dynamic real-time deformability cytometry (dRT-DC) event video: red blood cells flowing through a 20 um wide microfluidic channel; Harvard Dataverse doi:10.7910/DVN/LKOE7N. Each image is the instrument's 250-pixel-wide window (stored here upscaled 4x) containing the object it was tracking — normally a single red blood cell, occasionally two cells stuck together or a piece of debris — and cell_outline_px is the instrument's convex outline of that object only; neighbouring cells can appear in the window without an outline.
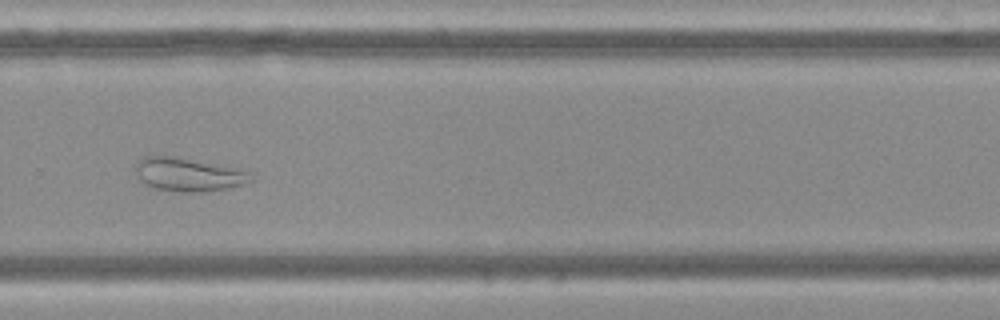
{"species": "Egyptian fruit bat (a non-hibernating species)", "species_latin": "Rousettus aegyptiacus", "temperature_condition": "cold", "stored_images_in_passage": 41, "camera_frame_rate_fps": 3000, "um_per_image_px": 0.085, "frame": {"image": 1, "passage_image": 24, "time_ms": 7.667, "image_size_px": [1000, 320], "cell_outline_px": [[252, 180], [244, 184], [224, 188], [200, 192], [188, 192], [156, 188], [140, 180], [136, 172], [136, 164], [144, 156], [176, 156], [232, 168], [248, 172], [252, 176]], "centroid_in_image_um": [15.98, 14.82], "position_along_channel_um": 313.8, "area_um2": 21.73}}